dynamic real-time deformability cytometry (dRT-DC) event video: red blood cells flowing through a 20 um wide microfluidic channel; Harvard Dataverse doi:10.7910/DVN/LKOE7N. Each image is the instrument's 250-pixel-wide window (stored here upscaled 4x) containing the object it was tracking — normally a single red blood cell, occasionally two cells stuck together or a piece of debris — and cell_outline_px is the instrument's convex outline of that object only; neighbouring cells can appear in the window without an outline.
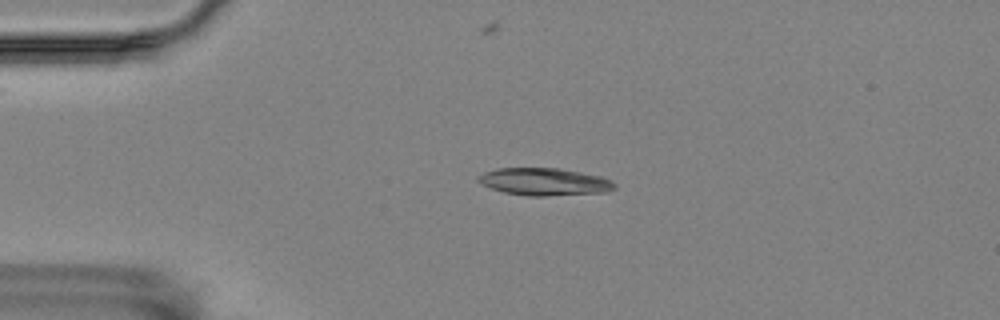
{"species": "Egyptian fruit bat (a non-hibernating species)", "species_latin": "Rousettus aegyptiacus", "temperature_condition": "room temperature", "stored_images_in_passage": 4, "camera_frame_rate_fps": 3000, "um_per_image_px": 0.085, "animal": {"sex": "female"}, "frame": {"image": 1, "passage_image": 3, "time_ms": 0.667, "image_size_px": [1000, 320], "cell_outline_px": [[616, 188], [604, 192], [544, 196], [528, 196], [504, 192], [480, 184], [476, 180], [476, 176], [484, 172], [496, 168], [556, 168], [604, 176], [616, 184]], "centroid_in_image_um": [46.25, 15.44], "position_along_channel_um": 38.8, "area_um2": 21.85}}